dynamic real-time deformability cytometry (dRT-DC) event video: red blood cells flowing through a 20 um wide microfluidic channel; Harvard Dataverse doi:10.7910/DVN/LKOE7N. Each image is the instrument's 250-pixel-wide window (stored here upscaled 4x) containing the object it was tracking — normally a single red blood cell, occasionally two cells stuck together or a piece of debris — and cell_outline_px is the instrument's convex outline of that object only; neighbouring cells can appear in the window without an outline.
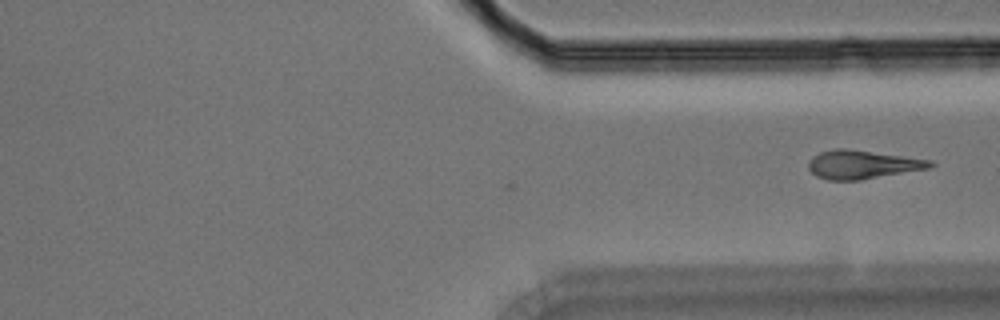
{"species": "Egyptian fruit bat (a non-hibernating species)", "species_latin": "Rousettus aegyptiacus", "temperature_condition": "room temperature", "stored_images_in_passage": 22, "camera_frame_rate_fps": 3000, "um_per_image_px": 0.085, "animal": {"sex": "male"}, "frame": {"image": 1, "passage_image": 22, "time_ms": 7.0, "image_size_px": [1000, 320], "cell_outline_px": [[936, 164], [932, 168], [860, 180], [828, 180], [816, 176], [808, 168], [808, 160], [812, 156], [820, 152], [836, 148], [844, 148], [932, 160]], "centroid_in_image_um": [73.31, 13.99], "position_along_channel_um": 338.1, "area_um2": 20.35}}